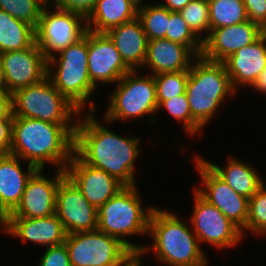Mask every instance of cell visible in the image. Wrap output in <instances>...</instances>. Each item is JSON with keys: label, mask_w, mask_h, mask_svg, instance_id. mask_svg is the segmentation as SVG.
Instances as JSON below:
<instances>
[{"label": "cell", "mask_w": 266, "mask_h": 266, "mask_svg": "<svg viewBox=\"0 0 266 266\" xmlns=\"http://www.w3.org/2000/svg\"><path fill=\"white\" fill-rule=\"evenodd\" d=\"M80 113L74 133V153L86 164L104 170L124 186H135L134 165L140 138L123 137L100 124L94 111ZM83 118V120L81 119Z\"/></svg>", "instance_id": "cell-1"}, {"label": "cell", "mask_w": 266, "mask_h": 266, "mask_svg": "<svg viewBox=\"0 0 266 266\" xmlns=\"http://www.w3.org/2000/svg\"><path fill=\"white\" fill-rule=\"evenodd\" d=\"M138 9L128 0H97L94 11L86 19L87 29L106 33L113 27L137 18Z\"/></svg>", "instance_id": "cell-24"}, {"label": "cell", "mask_w": 266, "mask_h": 266, "mask_svg": "<svg viewBox=\"0 0 266 266\" xmlns=\"http://www.w3.org/2000/svg\"><path fill=\"white\" fill-rule=\"evenodd\" d=\"M248 20L261 27L266 24V0H243Z\"/></svg>", "instance_id": "cell-37"}, {"label": "cell", "mask_w": 266, "mask_h": 266, "mask_svg": "<svg viewBox=\"0 0 266 266\" xmlns=\"http://www.w3.org/2000/svg\"><path fill=\"white\" fill-rule=\"evenodd\" d=\"M197 56L185 45L168 39L148 41L147 55L142 68H150L153 76L160 73L189 71Z\"/></svg>", "instance_id": "cell-21"}, {"label": "cell", "mask_w": 266, "mask_h": 266, "mask_svg": "<svg viewBox=\"0 0 266 266\" xmlns=\"http://www.w3.org/2000/svg\"><path fill=\"white\" fill-rule=\"evenodd\" d=\"M13 119L0 120V146L9 153L12 142Z\"/></svg>", "instance_id": "cell-38"}, {"label": "cell", "mask_w": 266, "mask_h": 266, "mask_svg": "<svg viewBox=\"0 0 266 266\" xmlns=\"http://www.w3.org/2000/svg\"><path fill=\"white\" fill-rule=\"evenodd\" d=\"M263 34L262 27L250 20L214 28L207 37H203L201 56L211 61L224 62L237 50L254 43Z\"/></svg>", "instance_id": "cell-17"}, {"label": "cell", "mask_w": 266, "mask_h": 266, "mask_svg": "<svg viewBox=\"0 0 266 266\" xmlns=\"http://www.w3.org/2000/svg\"><path fill=\"white\" fill-rule=\"evenodd\" d=\"M8 234L25 243L58 246L65 242L67 233L57 214L41 218H8Z\"/></svg>", "instance_id": "cell-20"}, {"label": "cell", "mask_w": 266, "mask_h": 266, "mask_svg": "<svg viewBox=\"0 0 266 266\" xmlns=\"http://www.w3.org/2000/svg\"><path fill=\"white\" fill-rule=\"evenodd\" d=\"M189 71L160 73L154 76L158 106L168 99L185 93Z\"/></svg>", "instance_id": "cell-32"}, {"label": "cell", "mask_w": 266, "mask_h": 266, "mask_svg": "<svg viewBox=\"0 0 266 266\" xmlns=\"http://www.w3.org/2000/svg\"><path fill=\"white\" fill-rule=\"evenodd\" d=\"M51 3L52 7L80 14L87 19L94 11L97 0H53Z\"/></svg>", "instance_id": "cell-36"}, {"label": "cell", "mask_w": 266, "mask_h": 266, "mask_svg": "<svg viewBox=\"0 0 266 266\" xmlns=\"http://www.w3.org/2000/svg\"><path fill=\"white\" fill-rule=\"evenodd\" d=\"M210 30L248 20L243 0H208Z\"/></svg>", "instance_id": "cell-27"}, {"label": "cell", "mask_w": 266, "mask_h": 266, "mask_svg": "<svg viewBox=\"0 0 266 266\" xmlns=\"http://www.w3.org/2000/svg\"><path fill=\"white\" fill-rule=\"evenodd\" d=\"M191 1L192 0H165V3L163 1L160 4L171 12H180Z\"/></svg>", "instance_id": "cell-40"}, {"label": "cell", "mask_w": 266, "mask_h": 266, "mask_svg": "<svg viewBox=\"0 0 266 266\" xmlns=\"http://www.w3.org/2000/svg\"><path fill=\"white\" fill-rule=\"evenodd\" d=\"M137 190V185L125 186L97 210V230L118 238L135 255L141 253L144 245L131 243L127 238L134 234L148 235L149 218L154 208L143 209Z\"/></svg>", "instance_id": "cell-6"}, {"label": "cell", "mask_w": 266, "mask_h": 266, "mask_svg": "<svg viewBox=\"0 0 266 266\" xmlns=\"http://www.w3.org/2000/svg\"><path fill=\"white\" fill-rule=\"evenodd\" d=\"M0 227L4 231V233L8 234V215L1 207H0Z\"/></svg>", "instance_id": "cell-42"}, {"label": "cell", "mask_w": 266, "mask_h": 266, "mask_svg": "<svg viewBox=\"0 0 266 266\" xmlns=\"http://www.w3.org/2000/svg\"><path fill=\"white\" fill-rule=\"evenodd\" d=\"M232 87L253 86L266 67V33L254 43L240 48L224 61Z\"/></svg>", "instance_id": "cell-19"}, {"label": "cell", "mask_w": 266, "mask_h": 266, "mask_svg": "<svg viewBox=\"0 0 266 266\" xmlns=\"http://www.w3.org/2000/svg\"><path fill=\"white\" fill-rule=\"evenodd\" d=\"M35 43V28L0 10V53L18 51Z\"/></svg>", "instance_id": "cell-26"}, {"label": "cell", "mask_w": 266, "mask_h": 266, "mask_svg": "<svg viewBox=\"0 0 266 266\" xmlns=\"http://www.w3.org/2000/svg\"><path fill=\"white\" fill-rule=\"evenodd\" d=\"M194 159L196 170L202 179L200 184L202 188L194 189L243 231L248 217L249 198L236 193L200 155H196Z\"/></svg>", "instance_id": "cell-12"}, {"label": "cell", "mask_w": 266, "mask_h": 266, "mask_svg": "<svg viewBox=\"0 0 266 266\" xmlns=\"http://www.w3.org/2000/svg\"><path fill=\"white\" fill-rule=\"evenodd\" d=\"M132 5H134L138 10L143 8L145 4L143 5L141 2L142 0H128Z\"/></svg>", "instance_id": "cell-45"}, {"label": "cell", "mask_w": 266, "mask_h": 266, "mask_svg": "<svg viewBox=\"0 0 266 266\" xmlns=\"http://www.w3.org/2000/svg\"><path fill=\"white\" fill-rule=\"evenodd\" d=\"M228 158L226 165L221 166L202 158L206 164L223 179L236 193L251 198L265 184L256 169L243 161Z\"/></svg>", "instance_id": "cell-25"}, {"label": "cell", "mask_w": 266, "mask_h": 266, "mask_svg": "<svg viewBox=\"0 0 266 266\" xmlns=\"http://www.w3.org/2000/svg\"><path fill=\"white\" fill-rule=\"evenodd\" d=\"M37 169L28 179L25 191L17 207L8 218H41L55 214L56 195L65 170L57 169L51 179Z\"/></svg>", "instance_id": "cell-13"}, {"label": "cell", "mask_w": 266, "mask_h": 266, "mask_svg": "<svg viewBox=\"0 0 266 266\" xmlns=\"http://www.w3.org/2000/svg\"><path fill=\"white\" fill-rule=\"evenodd\" d=\"M172 12L158 4H147L138 10L137 18L141 21L148 40L166 39L168 22Z\"/></svg>", "instance_id": "cell-28"}, {"label": "cell", "mask_w": 266, "mask_h": 266, "mask_svg": "<svg viewBox=\"0 0 266 266\" xmlns=\"http://www.w3.org/2000/svg\"><path fill=\"white\" fill-rule=\"evenodd\" d=\"M55 213L67 234L97 229V209L67 176L61 180L57 190Z\"/></svg>", "instance_id": "cell-14"}, {"label": "cell", "mask_w": 266, "mask_h": 266, "mask_svg": "<svg viewBox=\"0 0 266 266\" xmlns=\"http://www.w3.org/2000/svg\"><path fill=\"white\" fill-rule=\"evenodd\" d=\"M12 95L13 116L54 124H77L81 113L55 88L48 77L39 83L16 90Z\"/></svg>", "instance_id": "cell-7"}, {"label": "cell", "mask_w": 266, "mask_h": 266, "mask_svg": "<svg viewBox=\"0 0 266 266\" xmlns=\"http://www.w3.org/2000/svg\"><path fill=\"white\" fill-rule=\"evenodd\" d=\"M244 230H249L251 234L255 233L257 236L266 234V186L264 184L249 198L248 217L246 227L242 231L243 236Z\"/></svg>", "instance_id": "cell-34"}, {"label": "cell", "mask_w": 266, "mask_h": 266, "mask_svg": "<svg viewBox=\"0 0 266 266\" xmlns=\"http://www.w3.org/2000/svg\"><path fill=\"white\" fill-rule=\"evenodd\" d=\"M253 89L266 94V67L258 76L256 82L253 84Z\"/></svg>", "instance_id": "cell-41"}, {"label": "cell", "mask_w": 266, "mask_h": 266, "mask_svg": "<svg viewBox=\"0 0 266 266\" xmlns=\"http://www.w3.org/2000/svg\"><path fill=\"white\" fill-rule=\"evenodd\" d=\"M64 170L66 176L97 210L125 187L104 170L83 162L75 153Z\"/></svg>", "instance_id": "cell-16"}, {"label": "cell", "mask_w": 266, "mask_h": 266, "mask_svg": "<svg viewBox=\"0 0 266 266\" xmlns=\"http://www.w3.org/2000/svg\"><path fill=\"white\" fill-rule=\"evenodd\" d=\"M4 69V89L14 93L16 90L41 82L47 77V59L39 46L18 51L1 53Z\"/></svg>", "instance_id": "cell-15"}, {"label": "cell", "mask_w": 266, "mask_h": 266, "mask_svg": "<svg viewBox=\"0 0 266 266\" xmlns=\"http://www.w3.org/2000/svg\"><path fill=\"white\" fill-rule=\"evenodd\" d=\"M263 32L266 33V24L262 27Z\"/></svg>", "instance_id": "cell-48"}, {"label": "cell", "mask_w": 266, "mask_h": 266, "mask_svg": "<svg viewBox=\"0 0 266 266\" xmlns=\"http://www.w3.org/2000/svg\"><path fill=\"white\" fill-rule=\"evenodd\" d=\"M88 70L91 82L117 83L131 69L106 33L88 30Z\"/></svg>", "instance_id": "cell-18"}, {"label": "cell", "mask_w": 266, "mask_h": 266, "mask_svg": "<svg viewBox=\"0 0 266 266\" xmlns=\"http://www.w3.org/2000/svg\"><path fill=\"white\" fill-rule=\"evenodd\" d=\"M189 69L185 94L192 117L204 128L225 98L236 94L224 62L197 56Z\"/></svg>", "instance_id": "cell-4"}, {"label": "cell", "mask_w": 266, "mask_h": 266, "mask_svg": "<svg viewBox=\"0 0 266 266\" xmlns=\"http://www.w3.org/2000/svg\"><path fill=\"white\" fill-rule=\"evenodd\" d=\"M47 5L43 0H0V10L37 27L42 10Z\"/></svg>", "instance_id": "cell-29"}, {"label": "cell", "mask_w": 266, "mask_h": 266, "mask_svg": "<svg viewBox=\"0 0 266 266\" xmlns=\"http://www.w3.org/2000/svg\"><path fill=\"white\" fill-rule=\"evenodd\" d=\"M20 160V161H19ZM21 159L7 153L0 158V207L9 215L19 204L28 179L37 168L28 163L27 172Z\"/></svg>", "instance_id": "cell-23"}, {"label": "cell", "mask_w": 266, "mask_h": 266, "mask_svg": "<svg viewBox=\"0 0 266 266\" xmlns=\"http://www.w3.org/2000/svg\"><path fill=\"white\" fill-rule=\"evenodd\" d=\"M176 213L154 207L149 218L148 235L152 247L144 246L141 257L152 249L155 259L169 266H207L206 255L201 250L195 233Z\"/></svg>", "instance_id": "cell-3"}, {"label": "cell", "mask_w": 266, "mask_h": 266, "mask_svg": "<svg viewBox=\"0 0 266 266\" xmlns=\"http://www.w3.org/2000/svg\"><path fill=\"white\" fill-rule=\"evenodd\" d=\"M166 39L187 46L196 56L202 52V40L189 28L179 12L170 14Z\"/></svg>", "instance_id": "cell-30"}, {"label": "cell", "mask_w": 266, "mask_h": 266, "mask_svg": "<svg viewBox=\"0 0 266 266\" xmlns=\"http://www.w3.org/2000/svg\"><path fill=\"white\" fill-rule=\"evenodd\" d=\"M39 266H71L65 244L46 247L40 258Z\"/></svg>", "instance_id": "cell-35"}, {"label": "cell", "mask_w": 266, "mask_h": 266, "mask_svg": "<svg viewBox=\"0 0 266 266\" xmlns=\"http://www.w3.org/2000/svg\"><path fill=\"white\" fill-rule=\"evenodd\" d=\"M141 258L136 255L133 259H131L125 266H141Z\"/></svg>", "instance_id": "cell-44"}, {"label": "cell", "mask_w": 266, "mask_h": 266, "mask_svg": "<svg viewBox=\"0 0 266 266\" xmlns=\"http://www.w3.org/2000/svg\"><path fill=\"white\" fill-rule=\"evenodd\" d=\"M137 72L131 70L117 82L104 114L105 122L138 119L158 111L154 76H140Z\"/></svg>", "instance_id": "cell-8"}, {"label": "cell", "mask_w": 266, "mask_h": 266, "mask_svg": "<svg viewBox=\"0 0 266 266\" xmlns=\"http://www.w3.org/2000/svg\"><path fill=\"white\" fill-rule=\"evenodd\" d=\"M0 90H4V69L0 53Z\"/></svg>", "instance_id": "cell-43"}, {"label": "cell", "mask_w": 266, "mask_h": 266, "mask_svg": "<svg viewBox=\"0 0 266 266\" xmlns=\"http://www.w3.org/2000/svg\"><path fill=\"white\" fill-rule=\"evenodd\" d=\"M193 191L195 203L191 223L199 243L204 242L221 250L238 245L243 238L242 230L195 189Z\"/></svg>", "instance_id": "cell-11"}, {"label": "cell", "mask_w": 266, "mask_h": 266, "mask_svg": "<svg viewBox=\"0 0 266 266\" xmlns=\"http://www.w3.org/2000/svg\"><path fill=\"white\" fill-rule=\"evenodd\" d=\"M193 33L203 41L201 33L209 35L210 19L208 0H192L180 12ZM200 34V35H199Z\"/></svg>", "instance_id": "cell-33"}, {"label": "cell", "mask_w": 266, "mask_h": 266, "mask_svg": "<svg viewBox=\"0 0 266 266\" xmlns=\"http://www.w3.org/2000/svg\"><path fill=\"white\" fill-rule=\"evenodd\" d=\"M52 67L56 71H53ZM47 77L55 88L81 112L85 105L89 106V111L95 112L96 106L93 100L90 101V97L97 86L89 77L88 30L79 41L47 60Z\"/></svg>", "instance_id": "cell-5"}, {"label": "cell", "mask_w": 266, "mask_h": 266, "mask_svg": "<svg viewBox=\"0 0 266 266\" xmlns=\"http://www.w3.org/2000/svg\"><path fill=\"white\" fill-rule=\"evenodd\" d=\"M47 4L35 28V43L47 60L83 38L87 21L82 15L58 9L49 10Z\"/></svg>", "instance_id": "cell-10"}, {"label": "cell", "mask_w": 266, "mask_h": 266, "mask_svg": "<svg viewBox=\"0 0 266 266\" xmlns=\"http://www.w3.org/2000/svg\"><path fill=\"white\" fill-rule=\"evenodd\" d=\"M44 2H46L47 4H51V2L53 1V0H43Z\"/></svg>", "instance_id": "cell-47"}, {"label": "cell", "mask_w": 266, "mask_h": 266, "mask_svg": "<svg viewBox=\"0 0 266 266\" xmlns=\"http://www.w3.org/2000/svg\"><path fill=\"white\" fill-rule=\"evenodd\" d=\"M71 266H125L136 255L118 238L99 230L67 234Z\"/></svg>", "instance_id": "cell-9"}, {"label": "cell", "mask_w": 266, "mask_h": 266, "mask_svg": "<svg viewBox=\"0 0 266 266\" xmlns=\"http://www.w3.org/2000/svg\"><path fill=\"white\" fill-rule=\"evenodd\" d=\"M7 154V152L0 146V158L4 157Z\"/></svg>", "instance_id": "cell-46"}, {"label": "cell", "mask_w": 266, "mask_h": 266, "mask_svg": "<svg viewBox=\"0 0 266 266\" xmlns=\"http://www.w3.org/2000/svg\"><path fill=\"white\" fill-rule=\"evenodd\" d=\"M13 117V95L5 89L0 90V120Z\"/></svg>", "instance_id": "cell-39"}, {"label": "cell", "mask_w": 266, "mask_h": 266, "mask_svg": "<svg viewBox=\"0 0 266 266\" xmlns=\"http://www.w3.org/2000/svg\"><path fill=\"white\" fill-rule=\"evenodd\" d=\"M106 34L131 70H139L138 67L142 69L149 40L138 18L113 27Z\"/></svg>", "instance_id": "cell-22"}, {"label": "cell", "mask_w": 266, "mask_h": 266, "mask_svg": "<svg viewBox=\"0 0 266 266\" xmlns=\"http://www.w3.org/2000/svg\"><path fill=\"white\" fill-rule=\"evenodd\" d=\"M160 109H165L171 114L172 118L177 120L179 123H183L184 132L189 136L200 134L199 131L203 127L192 117L188 99L185 93L163 101L158 106V111H160Z\"/></svg>", "instance_id": "cell-31"}, {"label": "cell", "mask_w": 266, "mask_h": 266, "mask_svg": "<svg viewBox=\"0 0 266 266\" xmlns=\"http://www.w3.org/2000/svg\"><path fill=\"white\" fill-rule=\"evenodd\" d=\"M76 124H54L39 119L13 117L9 154L28 160L37 169L51 163L64 170L74 153Z\"/></svg>", "instance_id": "cell-2"}]
</instances>
